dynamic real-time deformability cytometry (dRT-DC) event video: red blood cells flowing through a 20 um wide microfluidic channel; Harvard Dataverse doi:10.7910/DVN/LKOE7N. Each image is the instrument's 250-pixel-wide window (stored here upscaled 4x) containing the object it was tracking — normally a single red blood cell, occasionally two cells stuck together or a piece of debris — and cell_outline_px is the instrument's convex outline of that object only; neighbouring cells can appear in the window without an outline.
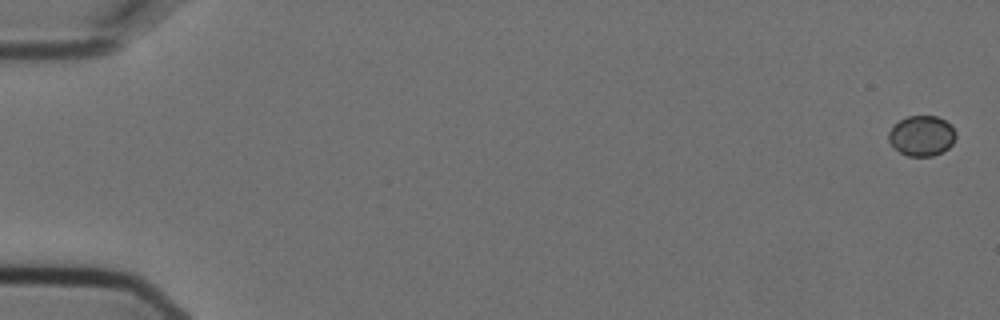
{"species": "Egyptian fruit bat (a non-hibernating species)", "species_latin": "Rousettus aegyptiacus", "temperature_condition": "cold", "stored_images_in_passage": 6, "camera_frame_rate_fps": 3000, "um_per_image_px": 0.085, "animal": {"sex": "female"}, "frame": {"image": 1, "passage_image": 1, "time_ms": 0.0, "image_size_px": [1000, 320], "cell_outline_px": [[956, 136], [952, 144], [944, 152], [932, 156], [908, 156], [900, 152], [888, 140], [888, 132], [900, 120], [908, 116], [936, 116], [944, 120], [956, 132]], "centroid_in_image_um": [78.35, 11.55], "position_along_channel_um": 6.6, "area_um2": 15.61}}
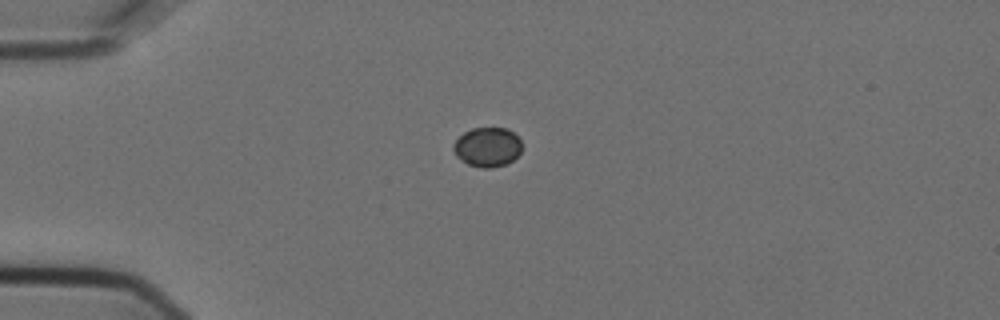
{"frame": {"image": 2, "passage_image": 5, "time_ms": 1.333, "image_size_px": [1000, 320], "cell_outline_px": [[520, 152], [512, 160], [504, 164], [492, 168], [484, 168], [468, 164], [460, 160], [456, 156], [452, 148], [452, 144], [464, 132], [472, 128], [508, 128], [520, 140]], "centroid_in_image_um": [41.39, 12.49], "position_along_channel_um": 43.6, "area_um2": 15.61}}